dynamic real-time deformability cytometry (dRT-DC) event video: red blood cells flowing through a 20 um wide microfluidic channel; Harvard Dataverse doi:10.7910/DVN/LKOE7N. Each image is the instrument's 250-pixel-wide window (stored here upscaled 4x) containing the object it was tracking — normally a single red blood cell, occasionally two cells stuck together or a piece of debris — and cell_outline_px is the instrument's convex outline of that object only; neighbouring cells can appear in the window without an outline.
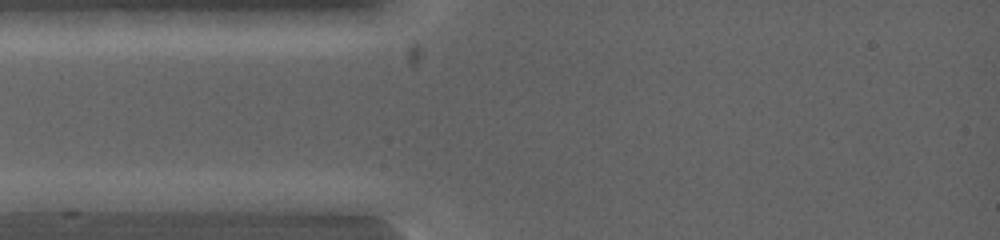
{"species": "common noctule bat (a hibernating species)", "species_latin": "Nyctalus noctula", "temperature_condition": "warm", "stored_images_in_passage": 3, "camera_frame_rate_fps": 5000, "um_per_image_px": 0.085, "animal": {"sex": "female", "body_mass_g": 19.0, "forearm_length_mm": 53.3}, "frame": {"image": 1, "passage_image": 2, "time_ms": 0.4, "image_size_px": [1000, 240], "cell_outline_px": [[124, 200], [100, 212], [72, 216], [64, 216], [20, 212], [12, 200], [52, 192], [100, 192]], "centroid_in_image_um": [5.65, 17.29], "position_along_channel_um": 79.4, "area_um2": 14.22}}